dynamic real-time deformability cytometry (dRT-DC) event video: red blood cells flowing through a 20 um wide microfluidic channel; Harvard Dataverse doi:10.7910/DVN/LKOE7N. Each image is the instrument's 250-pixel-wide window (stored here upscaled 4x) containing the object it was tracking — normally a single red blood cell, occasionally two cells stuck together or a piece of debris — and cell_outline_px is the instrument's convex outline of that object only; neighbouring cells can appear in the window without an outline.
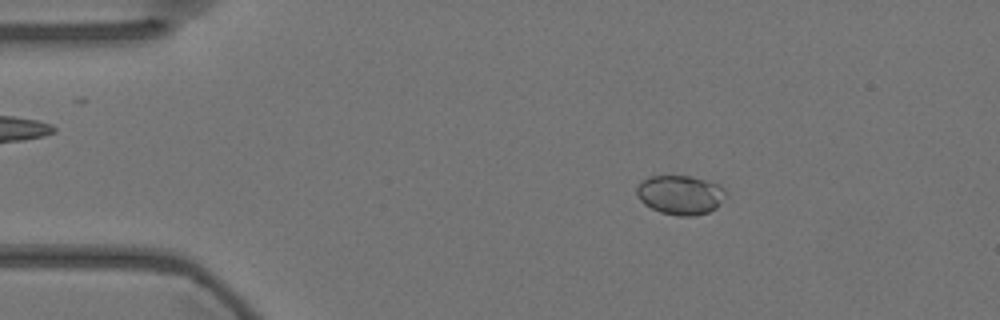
{"species": "Egyptian fruit bat (a non-hibernating species)", "species_latin": "Rousettus aegyptiacus", "temperature_condition": "warm", "stored_images_in_passage": 56, "camera_frame_rate_fps": 3000, "um_per_image_px": 0.085, "animal": {"sex": "female"}, "frame": {"image": 1, "passage_image": 9, "time_ms": 2.667, "image_size_px": [1000, 320], "cell_outline_px": [[724, 192], [716, 208], [708, 212], [692, 216], [676, 216], [660, 212], [644, 204], [640, 200], [636, 192], [636, 188], [648, 176], [688, 176], [720, 184], [724, 188]], "centroid_in_image_um": [57.79, 16.57], "position_along_channel_um": 27.2, "area_um2": 20.06}}
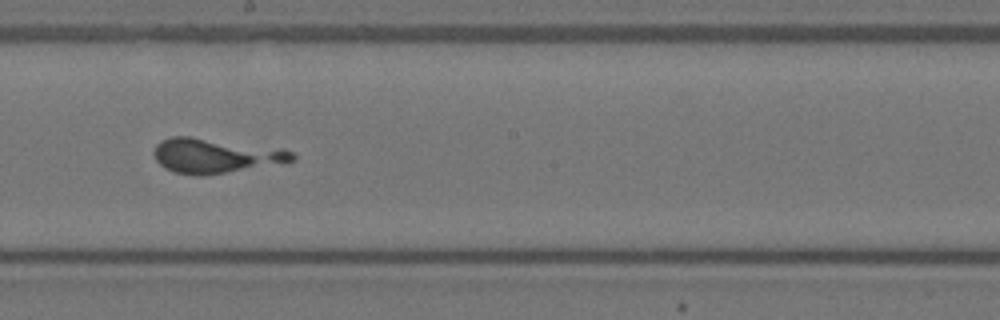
{"frame": {"image": 2, "passage_image": 31, "time_ms": 10.0, "image_size_px": [1000, 320], "cell_outline_px": [[296, 160], [288, 164], [200, 176], [196, 176], [176, 172], [164, 168], [156, 160], [152, 152], [156, 144], [160, 140], [172, 136], [192, 136], [284, 148], [292, 152], [296, 156]], "centroid_in_image_um": [18.39, 13.23], "position_along_channel_um": 229.8, "area_um2": 28.9}}
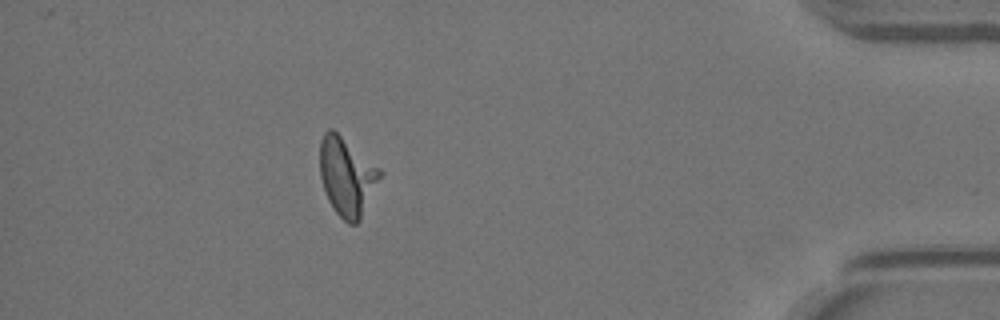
{"frame": {"image": 3, "passage_image": 50, "time_ms": 16.333, "image_size_px": [1000, 320], "cell_outline_px": [[384, 172], [360, 220], [356, 224], [348, 224], [336, 212], [328, 200], [320, 176], [320, 140], [324, 132], [328, 128], [332, 128], [380, 168]], "centroid_in_image_um": [29.49, 14.99], "position_along_channel_um": 405.7, "area_um2": 27.4}}